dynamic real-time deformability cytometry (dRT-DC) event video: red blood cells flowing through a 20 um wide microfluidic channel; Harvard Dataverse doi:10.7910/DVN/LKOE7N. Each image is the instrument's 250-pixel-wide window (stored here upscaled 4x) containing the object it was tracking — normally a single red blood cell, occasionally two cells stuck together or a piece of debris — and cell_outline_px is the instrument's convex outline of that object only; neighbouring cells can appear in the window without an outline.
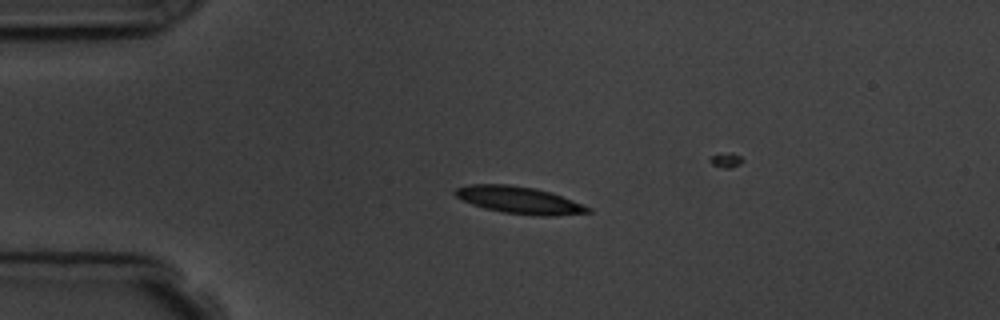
{"species": "common noctule bat (a hibernating species)", "species_latin": "Nyctalus noctula", "temperature_condition": "room temperature", "stored_images_in_passage": 5, "camera_frame_rate_fps": 3000, "um_per_image_px": 0.085, "animal": {"sex": "male", "body_mass_g": 19.5, "forearm_length_mm": 54.6}, "frame": {"image": 1, "passage_image": 3, "time_ms": 3.0, "image_size_px": [1000, 320], "cell_outline_px": [[592, 212], [556, 216], [536, 216], [504, 212], [484, 208], [472, 204], [456, 196], [452, 192], [456, 188], [468, 184], [508, 184], [536, 188], [552, 192], [584, 204], [592, 208]], "centroid_in_image_um": [44.18, 17.0], "position_along_channel_um": 40.8, "area_um2": 21.21}}